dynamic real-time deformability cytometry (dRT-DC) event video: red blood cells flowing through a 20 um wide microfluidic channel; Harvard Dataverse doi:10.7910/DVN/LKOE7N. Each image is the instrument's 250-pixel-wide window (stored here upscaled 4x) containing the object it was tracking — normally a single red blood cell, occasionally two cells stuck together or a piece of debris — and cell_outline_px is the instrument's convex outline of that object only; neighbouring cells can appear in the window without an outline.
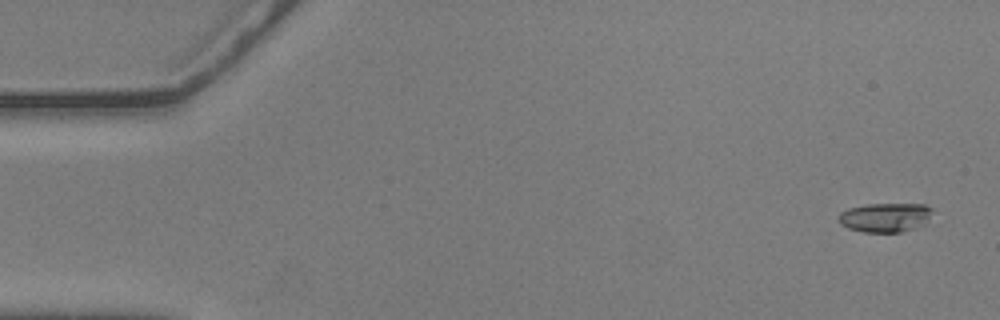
{"species": "common noctule bat (a hibernating species)", "species_latin": "Nyctalus noctula", "temperature_condition": "warm", "stored_images_in_passage": 17, "camera_frame_rate_fps": 3000, "um_per_image_px": 0.085, "animal": {"sex": "male", "body_mass_g": 20.5, "forearm_length_mm": 52.5}, "frame": {"image": 1, "passage_image": 3, "time_ms": 0.667, "image_size_px": [1000, 320], "cell_outline_px": [[932, 208], [924, 224], [916, 228], [900, 232], [864, 232], [848, 228], [840, 224], [836, 220], [836, 216], [840, 212], [848, 208], [868, 204], [924, 204]], "centroid_in_image_um": [75.17, 18.48], "position_along_channel_um": 9.8, "area_um2": 16.01}}